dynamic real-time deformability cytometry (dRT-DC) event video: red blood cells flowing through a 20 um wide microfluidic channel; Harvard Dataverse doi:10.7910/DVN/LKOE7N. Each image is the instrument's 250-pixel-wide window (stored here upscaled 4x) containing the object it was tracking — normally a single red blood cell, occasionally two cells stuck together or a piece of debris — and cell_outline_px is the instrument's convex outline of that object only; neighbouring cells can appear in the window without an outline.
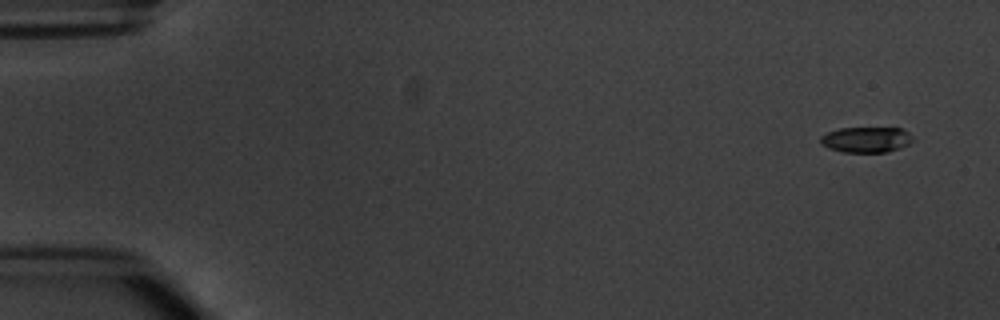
{"species": "common noctule bat (a hibernating species)", "species_latin": "Nyctalus noctula", "temperature_condition": "warm", "stored_images_in_passage": 2, "segment_of_instrument_passage": [2, 2], "camera_frame_rate_fps": 3000, "um_per_image_px": 0.085, "animal": {"sex": "male", "body_mass_g": 20.1, "forearm_length_mm": 53.5}, "frame": {"image": 1, "passage_image": 2, "time_ms": 2.0, "image_size_px": [1000, 320], "cell_outline_px": [[912, 140], [908, 144], [900, 148], [888, 152], [844, 152], [828, 148], [820, 144], [820, 136], [828, 132], [840, 128], [904, 128], [912, 136]], "centroid_in_image_um": [73.62, 11.87], "position_along_channel_um": 11.4, "area_um2": 13.81}}